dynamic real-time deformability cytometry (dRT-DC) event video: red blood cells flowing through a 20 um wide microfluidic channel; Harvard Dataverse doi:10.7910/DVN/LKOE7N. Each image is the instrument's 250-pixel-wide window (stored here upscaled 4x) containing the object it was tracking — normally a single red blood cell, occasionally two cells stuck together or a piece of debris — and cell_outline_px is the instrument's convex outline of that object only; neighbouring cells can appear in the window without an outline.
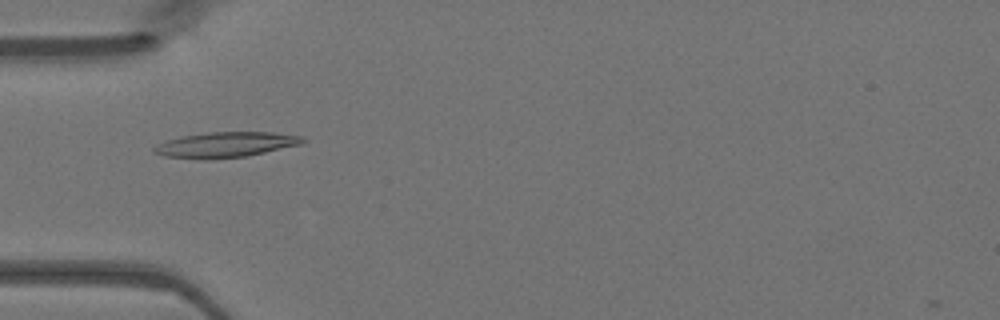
{"species": "Egyptian fruit bat (a non-hibernating species)", "species_latin": "Rousettus aegyptiacus", "temperature_condition": "warm", "stored_images_in_passage": 27, "camera_frame_rate_fps": 3000, "um_per_image_px": 0.085, "animal": {"sex": "female"}, "frame": {"image": 1, "passage_image": 15, "time_ms": 4.667, "image_size_px": [1000, 320], "cell_outline_px": [[308, 140], [300, 144], [248, 156], [204, 160], [164, 156], [152, 152], [152, 148], [168, 140], [180, 136], [208, 132], [276, 132], [304, 136]], "centroid_in_image_um": [19.2, 12.3], "position_along_channel_um": 65.8, "area_um2": 22.14}}
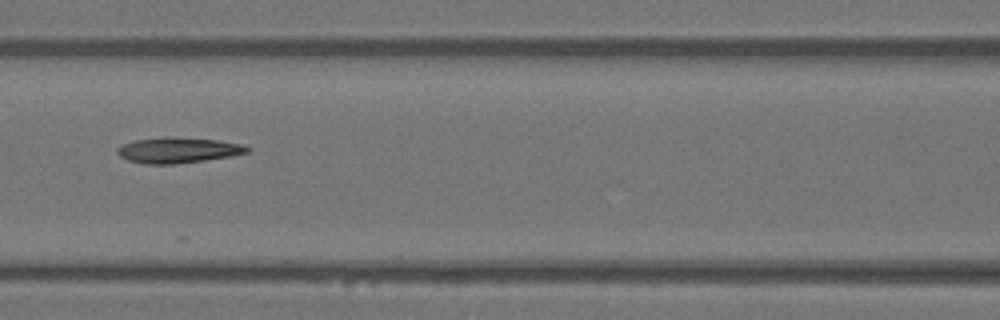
{"frame": {"image": 2, "passage_image": 21, "time_ms": 6.667, "image_size_px": [1000, 320], "cell_outline_px": [[252, 148], [248, 152], [232, 156], [176, 164], [144, 164], [128, 160], [120, 156], [116, 152], [116, 148], [124, 144], [136, 140], [164, 136], [168, 136], [216, 140], [244, 144]], "centroid_in_image_um": [15.15, 12.76], "position_along_channel_um": 151.5, "area_um2": 19.48}}
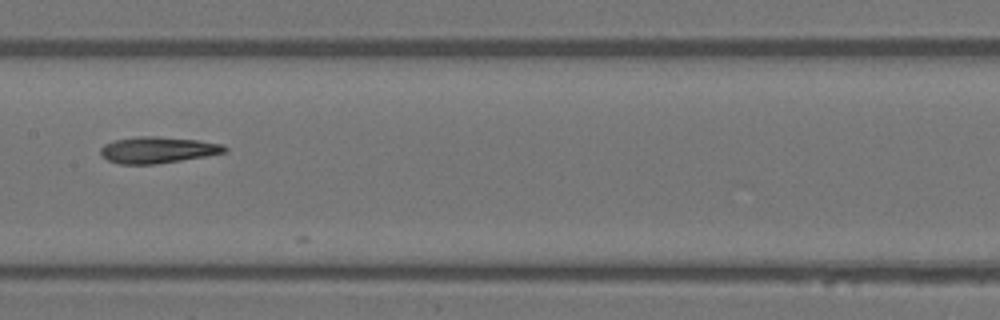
{"frame": {"image": 3, "passage_image": 24, "time_ms": 7.667, "image_size_px": [1000, 320], "cell_outline_px": [[228, 148], [224, 152], [204, 156], [156, 164], [120, 164], [108, 160], [100, 152], [100, 148], [104, 144], [116, 140], [136, 136], [156, 136], [196, 140], [224, 144]], "centroid_in_image_um": [13.39, 12.74], "position_along_channel_um": 194.0, "area_um2": 18.84}}